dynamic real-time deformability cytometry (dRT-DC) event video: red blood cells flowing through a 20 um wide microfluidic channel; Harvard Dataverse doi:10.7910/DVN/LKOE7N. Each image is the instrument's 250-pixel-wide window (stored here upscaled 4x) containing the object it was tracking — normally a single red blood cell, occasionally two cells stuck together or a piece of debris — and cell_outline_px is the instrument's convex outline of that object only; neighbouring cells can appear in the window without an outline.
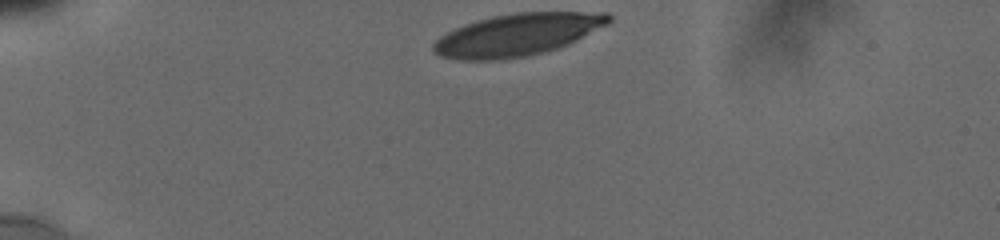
{"species": "human", "species_latin": "Homo sapiens", "temperature_condition": "cold", "stored_images_in_passage": 5, "camera_frame_rate_fps": 3000, "um_per_image_px": 0.085, "donor": {"sex": "male"}, "frame": {"image": 1, "passage_image": 1, "time_ms": 0.0, "image_size_px": [1000, 240], "cell_outline_px": [[612, 20], [608, 24], [568, 44], [556, 48], [524, 56], [496, 60], [464, 60], [440, 56], [432, 48], [432, 44], [440, 36], [464, 24], [476, 20], [492, 16], [516, 12], [608, 12], [612, 16]], "centroid_in_image_um": [43.99, 2.93], "position_along_channel_um": 41.0, "area_um2": 42.83}}